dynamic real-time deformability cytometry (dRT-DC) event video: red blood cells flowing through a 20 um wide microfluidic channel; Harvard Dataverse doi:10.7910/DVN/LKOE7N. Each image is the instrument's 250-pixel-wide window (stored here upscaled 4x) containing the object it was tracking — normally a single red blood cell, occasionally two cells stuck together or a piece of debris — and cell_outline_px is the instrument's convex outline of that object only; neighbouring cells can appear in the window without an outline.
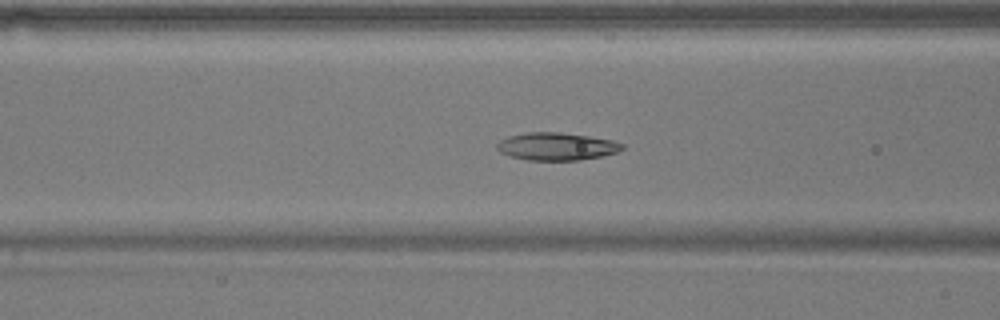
{"species": "common noctule bat (a hibernating species)", "species_latin": "Nyctalus noctula", "temperature_condition": "warm", "stored_images_in_passage": 46, "camera_frame_rate_fps": 3000, "um_per_image_px": 0.085, "animal": {"sex": "male", "body_mass_g": 17.9}, "frame": {"image": 1, "passage_image": 13, "time_ms": 4.0, "image_size_px": [1000, 320], "cell_outline_px": [[624, 148], [616, 152], [604, 156], [580, 160], [528, 160], [512, 156], [500, 152], [496, 148], [496, 144], [500, 140], [508, 136], [528, 132], [560, 132], [588, 136], [612, 140], [624, 144]], "centroid_in_image_um": [47.31, 12.44], "position_along_channel_um": 119.3, "area_um2": 20.17}}
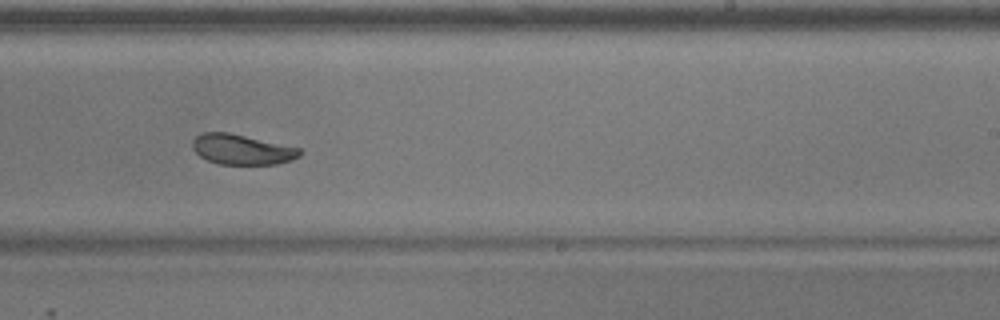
{"frame": {"image": 2, "passage_image": 25, "time_ms": 8.0, "image_size_px": [1000, 320], "cell_outline_px": [[304, 152], [300, 156], [292, 160], [276, 164], [220, 164], [208, 160], [200, 156], [192, 148], [192, 140], [196, 136], [204, 132], [228, 132], [300, 148]], "centroid_in_image_um": [20.57, 12.7], "position_along_channel_um": 268.4, "area_um2": 18.84}}
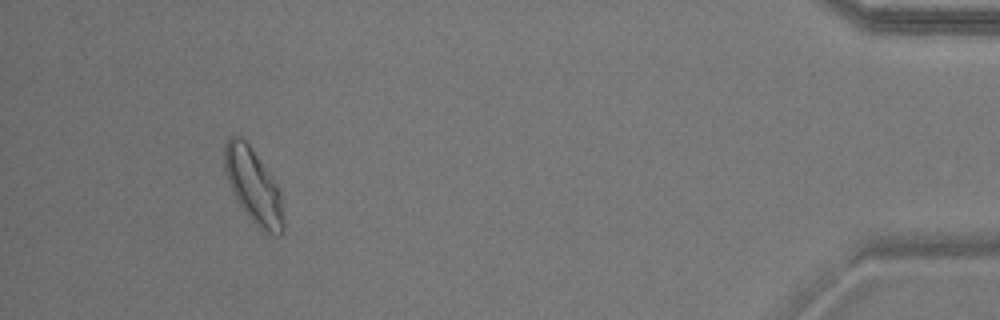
{"frame": {"image": 3, "passage_image": 42, "time_ms": 13.667, "image_size_px": [1000, 320], "cell_outline_px": [[284, 232], [280, 236], [276, 236], [264, 232], [256, 228], [236, 200], [228, 180], [224, 168], [224, 144], [228, 136], [240, 136], [252, 148], [276, 184], [280, 192], [284, 216]], "centroid_in_image_um": [21.54, 15.87], "position_along_channel_um": 413.7, "area_um2": 25.84}, "authors_computed_cell_mechanics": {"area_um2": 21.386, "velocity_mm_per_s": 3.7293, "shape_relaxation_time_tau1_ms": 6.2164, "shape_relaxation_time_tau2_ms": 1.0672, "deformation_change_tau1": 0.1423, "deformation_change_tau2": 0.0511}}